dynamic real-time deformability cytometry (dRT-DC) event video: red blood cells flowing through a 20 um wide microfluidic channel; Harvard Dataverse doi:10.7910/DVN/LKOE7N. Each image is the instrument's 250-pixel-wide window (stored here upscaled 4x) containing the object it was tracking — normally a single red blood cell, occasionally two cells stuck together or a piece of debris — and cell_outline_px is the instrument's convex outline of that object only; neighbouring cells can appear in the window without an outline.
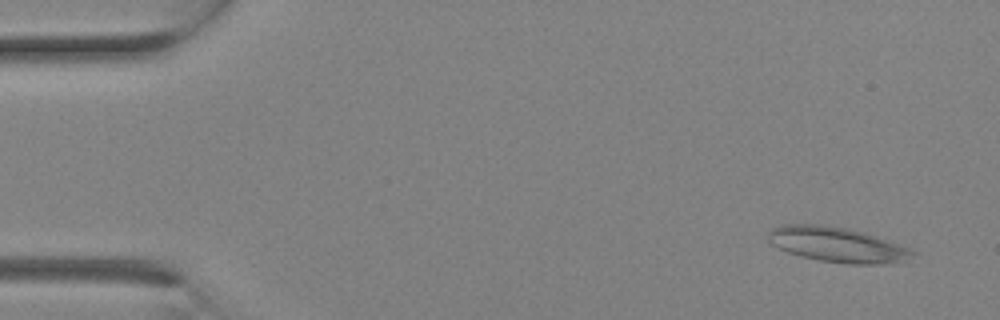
{"species": "Egyptian fruit bat (a non-hibernating species)", "species_latin": "Rousettus aegyptiacus", "temperature_condition": "room temperature", "stored_images_in_passage": 8, "camera_frame_rate_fps": 3000, "um_per_image_px": 0.085, "animal": {"sex": "female"}, "frame": {"image": 1, "passage_image": 2, "time_ms": 0.333, "image_size_px": [1000, 320], "cell_outline_px": [[916, 252], [900, 260], [880, 264], [848, 264], [820, 260], [800, 256], [788, 252], [772, 244], [768, 240], [768, 232], [772, 228], [784, 224], [820, 224], [844, 228], [864, 232], [888, 240], [908, 248]], "centroid_in_image_um": [71.08, 20.78], "position_along_channel_um": 13.9, "area_um2": 28.9}}
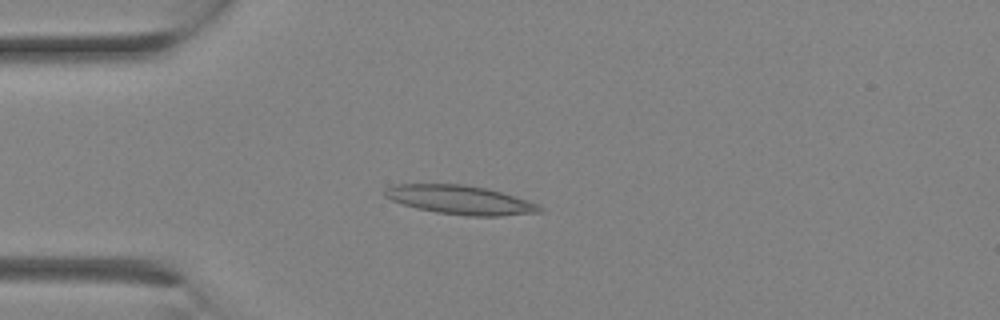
{"frame": {"image": 2, "passage_image": 7, "time_ms": 2.0, "image_size_px": [1000, 320], "cell_outline_px": [[544, 212], [500, 216], [468, 216], [436, 212], [416, 208], [392, 200], [384, 196], [384, 188], [392, 184], [464, 184], [488, 188], [528, 200], [540, 204], [544, 208]], "centroid_in_image_um": [39.16, 16.99], "position_along_channel_um": 45.8, "area_um2": 26.36}}